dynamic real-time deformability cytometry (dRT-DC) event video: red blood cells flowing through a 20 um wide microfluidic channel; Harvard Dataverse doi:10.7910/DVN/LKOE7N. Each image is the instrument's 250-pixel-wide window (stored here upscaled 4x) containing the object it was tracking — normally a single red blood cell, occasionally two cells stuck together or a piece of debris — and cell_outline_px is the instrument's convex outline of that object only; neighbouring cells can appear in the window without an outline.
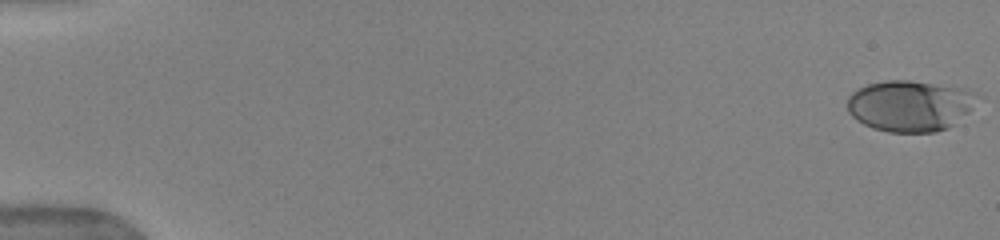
{"species": "human", "species_latin": "Homo sapiens", "temperature_condition": "warm", "stored_images_in_passage": 14, "camera_frame_rate_fps": 3000, "um_per_image_px": 0.085, "donor": {"sex": "female"}, "frame": {"image": 1, "passage_image": 1, "time_ms": 0.0, "image_size_px": [1000, 240], "cell_outline_px": [[984, 96], [956, 124], [948, 128], [936, 132], [888, 132], [872, 128], [856, 120], [848, 112], [848, 96], [852, 92], [868, 84], [888, 80], [908, 80], [968, 88]], "centroid_in_image_um": [77.42, 8.98], "position_along_channel_um": 7.6, "area_um2": 39.3}}